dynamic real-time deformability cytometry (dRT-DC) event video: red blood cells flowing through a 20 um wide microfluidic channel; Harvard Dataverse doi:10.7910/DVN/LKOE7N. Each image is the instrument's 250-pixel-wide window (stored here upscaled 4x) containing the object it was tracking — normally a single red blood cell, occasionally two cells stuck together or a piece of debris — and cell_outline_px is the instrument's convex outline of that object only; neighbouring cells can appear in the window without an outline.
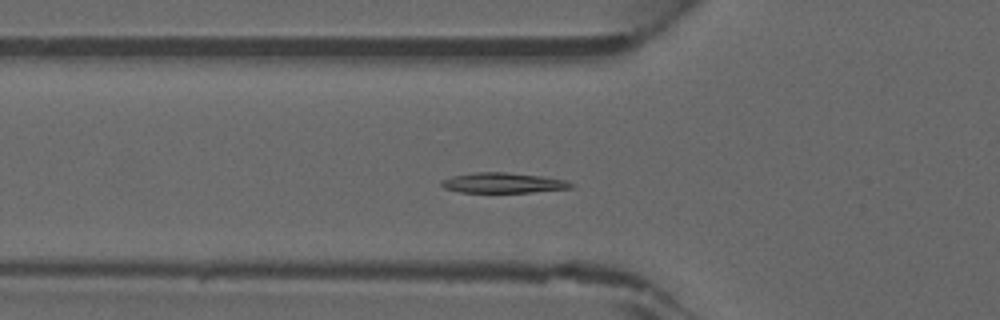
{"species": "common noctule bat (a hibernating species)", "species_latin": "Nyctalus noctula", "temperature_condition": "warm", "stored_images_in_passage": 42, "camera_frame_rate_fps": 3000, "um_per_image_px": 0.085, "animal": {"sex": "male", "forearm_length_mm": 52.5}, "frame": {"image": 1, "passage_image": 11, "time_ms": 3.333, "image_size_px": [1000, 320], "cell_outline_px": [[576, 184], [572, 188], [532, 192], [460, 192], [444, 188], [440, 184], [440, 180], [452, 176], [472, 172], [504, 172], [540, 176], [564, 180]], "centroid_in_image_um": [42.73, 15.54], "position_along_channel_um": 83.1, "area_um2": 15.26}}
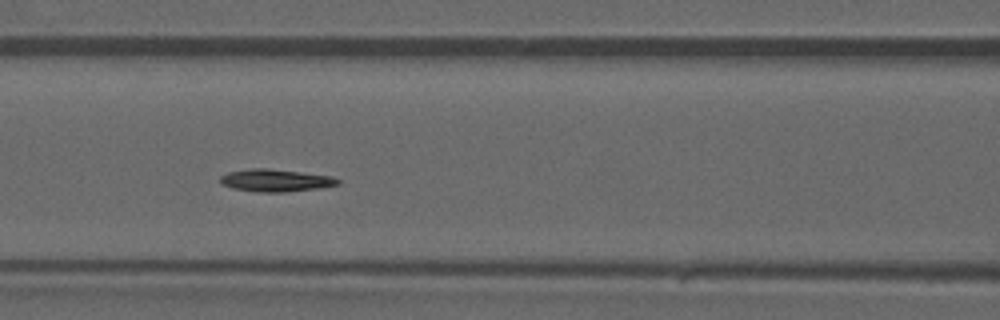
{"frame": {"image": 2, "passage_image": 15, "time_ms": 4.667, "image_size_px": [1000, 320], "cell_outline_px": [[340, 184], [320, 188], [284, 192], [256, 192], [232, 188], [220, 184], [220, 176], [228, 172], [252, 168], [264, 168], [300, 172], [332, 176], [340, 180]], "centroid_in_image_um": [23.41, 15.34], "position_along_channel_um": 143.2, "area_um2": 15.37}}
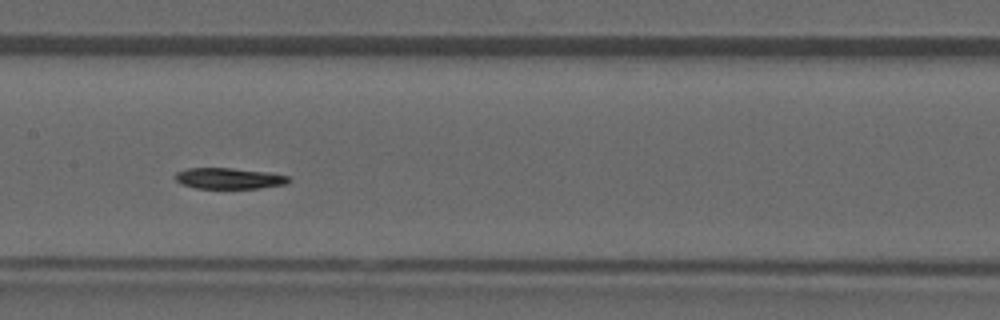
{"frame": {"image": 3, "passage_image": 18, "time_ms": 5.667, "image_size_px": [1000, 320], "cell_outline_px": [[292, 180], [288, 184], [260, 188], [196, 188], [180, 184], [176, 180], [176, 172], [188, 168], [232, 168], [268, 172], [288, 176]], "centroid_in_image_um": [19.5, 15.16], "position_along_channel_um": 187.9, "area_um2": 13.93}}